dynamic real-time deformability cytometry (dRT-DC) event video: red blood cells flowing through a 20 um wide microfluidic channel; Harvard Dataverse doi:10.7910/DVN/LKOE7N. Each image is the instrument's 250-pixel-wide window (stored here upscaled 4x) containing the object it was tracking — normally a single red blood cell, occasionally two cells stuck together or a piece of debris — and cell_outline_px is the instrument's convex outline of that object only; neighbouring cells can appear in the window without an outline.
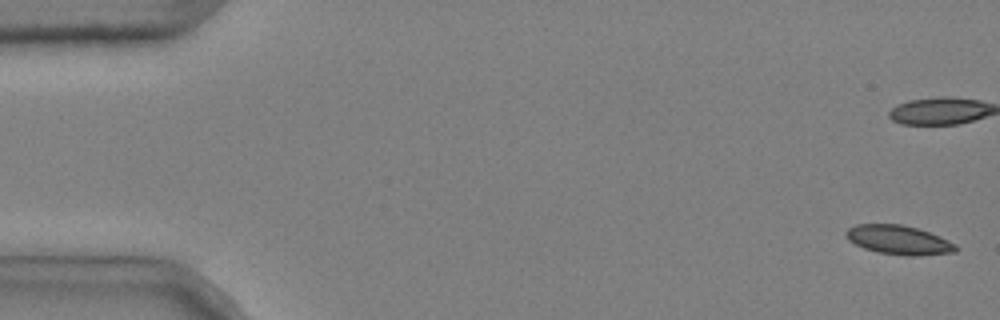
{"species": "common noctule bat (a hibernating species)", "species_latin": "Nyctalus noctula", "temperature_condition": "cold", "stored_images_in_passage": 11, "camera_frame_rate_fps": 3000, "um_per_image_px": 0.085, "animal": {"sex": "male", "body_mass_g": 20.4}, "frame": {"image": 1, "passage_image": 1, "time_ms": 0.0, "image_size_px": [1000, 320], "cell_outline_px": [[956, 252], [920, 256], [904, 256], [876, 252], [864, 248], [848, 240], [844, 232], [848, 228], [856, 224], [900, 224], [916, 228], [940, 236], [956, 244]], "centroid_in_image_um": [76.38, 20.4], "position_along_channel_um": 8.6, "area_um2": 18.73}}
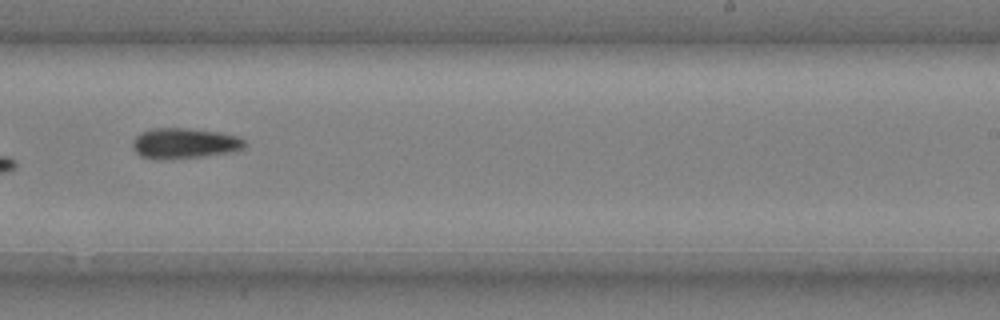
{"frame": {"image": 2, "passage_image": 10, "time_ms": 3.0, "image_size_px": [1000, 320], "cell_outline_px": [[248, 144], [244, 148], [236, 152], [204, 156], [164, 160], [160, 160], [140, 156], [136, 152], [132, 144], [132, 140], [140, 132], [152, 128], [188, 128], [216, 132], [240, 136]], "centroid_in_image_um": [15.7, 12.19], "position_along_channel_um": 273.3, "area_um2": 20.29}}
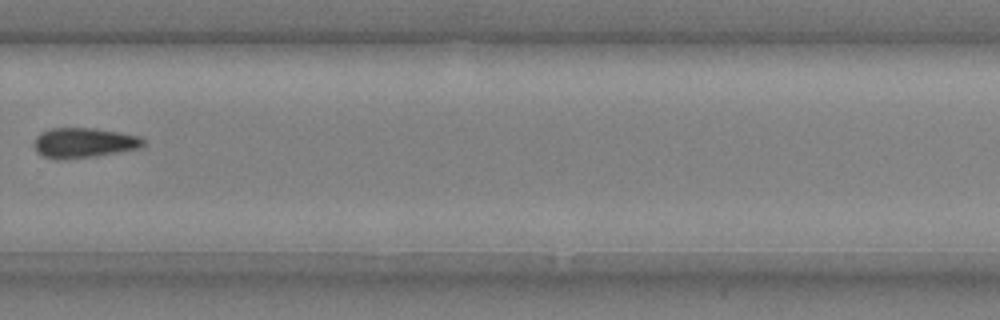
{"frame": {"image": 3, "passage_image": 11, "time_ms": 3.333, "image_size_px": [1000, 320], "cell_outline_px": [[144, 144], [140, 148], [120, 152], [96, 156], [64, 160], [56, 160], [40, 156], [36, 152], [36, 136], [40, 132], [52, 128], [92, 128], [120, 132], [140, 136], [144, 140]], "centroid_in_image_um": [7.12, 12.15], "position_along_channel_um": 322.7, "area_um2": 19.31}}